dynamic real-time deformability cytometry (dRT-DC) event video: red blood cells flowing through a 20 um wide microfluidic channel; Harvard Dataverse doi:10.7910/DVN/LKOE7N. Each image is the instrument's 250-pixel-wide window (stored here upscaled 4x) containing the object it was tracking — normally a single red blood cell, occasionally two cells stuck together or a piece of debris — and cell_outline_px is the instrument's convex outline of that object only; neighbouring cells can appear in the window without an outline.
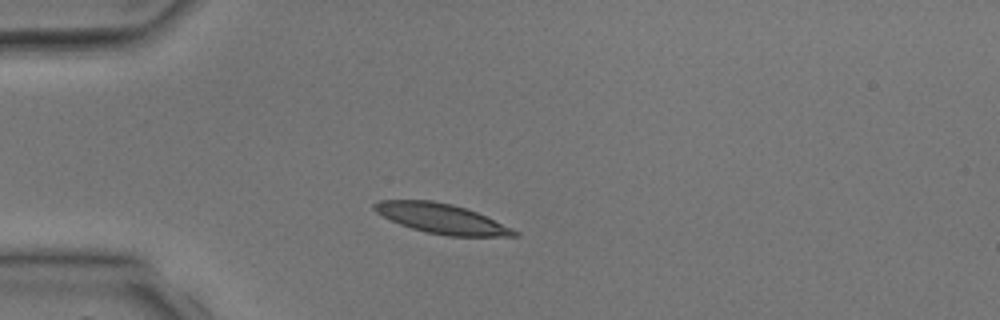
{"species": "common noctule bat (a hibernating species)", "species_latin": "Nyctalus noctula", "temperature_condition": "room temperature", "stored_images_in_passage": 1, "camera_frame_rate_fps": 3000, "um_per_image_px": 0.085, "animal": {"sex": "male", "body_mass_g": 17.9, "forearm_length_mm": 54.2}, "frame": {"image": 1, "passage_image": 1, "time_ms": 0.0, "image_size_px": [1000, 320], "cell_outline_px": [[520, 236], [448, 236], [428, 232], [412, 228], [400, 224], [376, 212], [372, 208], [372, 204], [376, 200], [432, 200], [452, 204], [476, 212], [512, 228], [520, 232]], "centroid_in_image_um": [37.52, 18.57], "position_along_channel_um": 47.5, "area_um2": 24.1}}